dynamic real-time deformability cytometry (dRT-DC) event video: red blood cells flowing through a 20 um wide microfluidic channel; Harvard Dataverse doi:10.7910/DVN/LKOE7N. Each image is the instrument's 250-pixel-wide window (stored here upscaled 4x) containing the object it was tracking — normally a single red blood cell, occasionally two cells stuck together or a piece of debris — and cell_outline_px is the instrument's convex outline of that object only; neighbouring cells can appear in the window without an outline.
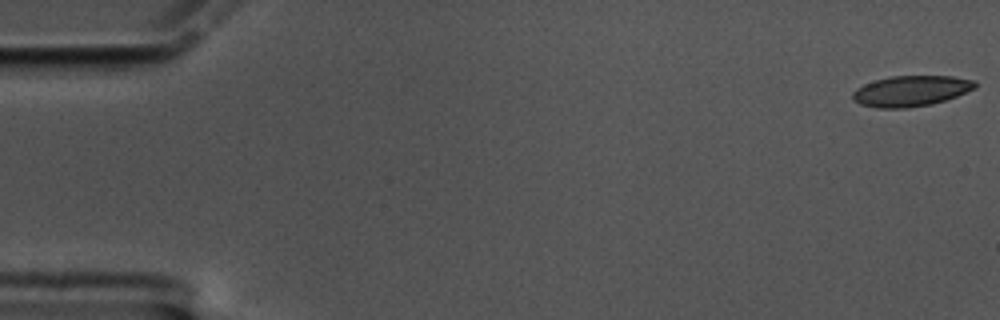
{"species": "common noctule bat (a hibernating species)", "species_latin": "Nyctalus noctula", "temperature_condition": "cold", "stored_images_in_passage": 59, "camera_frame_rate_fps": 3000, "um_per_image_px": 0.085, "animal": {"sex": "male", "body_mass_g": 17.5, "forearm_length_mm": 52.3}, "frame": {"image": 1, "passage_image": 1, "time_ms": 0.0, "image_size_px": [1000, 320], "cell_outline_px": [[976, 88], [956, 96], [932, 104], [908, 108], [876, 108], [860, 104], [852, 100], [852, 92], [856, 88], [864, 84], [876, 80], [892, 76], [952, 76], [976, 80]], "centroid_in_image_um": [77.42, 7.73], "position_along_channel_um": 7.6, "area_um2": 21.96}}
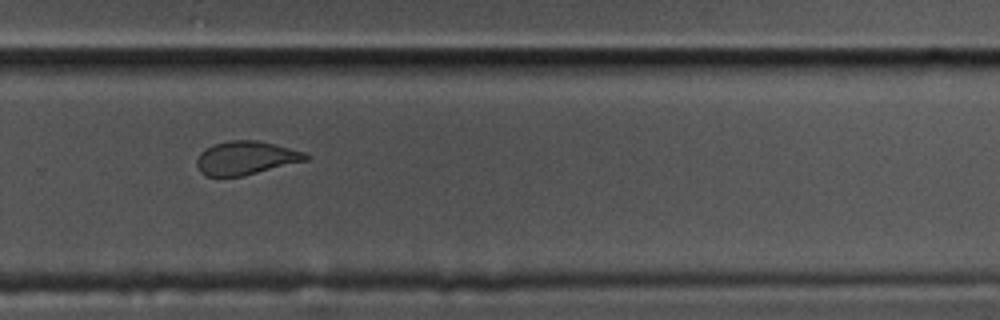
{"frame": {"image": 2, "passage_image": 40, "time_ms": 13.0, "image_size_px": [1000, 320], "cell_outline_px": [[308, 160], [244, 176], [208, 176], [200, 172], [196, 164], [196, 160], [200, 152], [216, 144], [228, 140], [260, 140], [304, 152], [308, 156]], "centroid_in_image_um": [20.9, 13.43], "position_along_channel_um": 308.9, "area_um2": 21.21}}
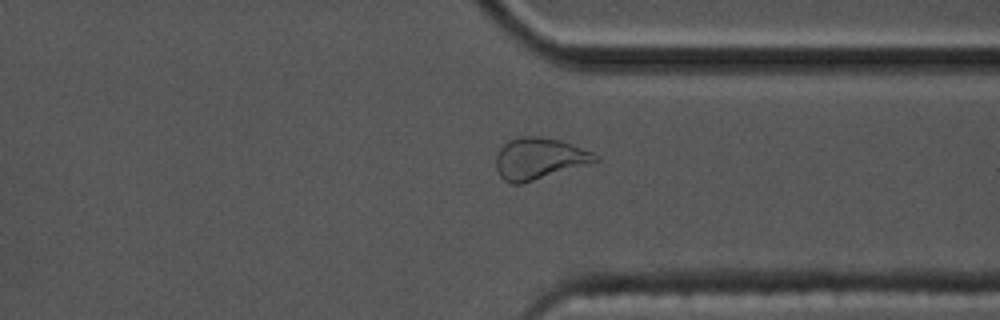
{"frame": {"image": 3, "passage_image": 45, "time_ms": 14.667, "image_size_px": [1000, 320], "cell_outline_px": [[600, 160], [520, 184], [508, 184], [500, 176], [496, 168], [496, 156], [500, 148], [508, 140], [520, 136], [536, 136], [560, 140], [572, 144], [592, 152], [600, 156]], "centroid_in_image_um": [45.8, 13.47], "position_along_channel_um": 365.6, "area_um2": 23.81}, "authors_computed_cell_mechanics": {"area_um2": 22.6576, "velocity_mm_per_s": 3.3936, "shape_relaxation_time_tau1_ms": null, "shape_relaxation_time_tau2_ms": 1.5381, "deformation_change_tau1": null, "deformation_change_tau2": 0.088}}